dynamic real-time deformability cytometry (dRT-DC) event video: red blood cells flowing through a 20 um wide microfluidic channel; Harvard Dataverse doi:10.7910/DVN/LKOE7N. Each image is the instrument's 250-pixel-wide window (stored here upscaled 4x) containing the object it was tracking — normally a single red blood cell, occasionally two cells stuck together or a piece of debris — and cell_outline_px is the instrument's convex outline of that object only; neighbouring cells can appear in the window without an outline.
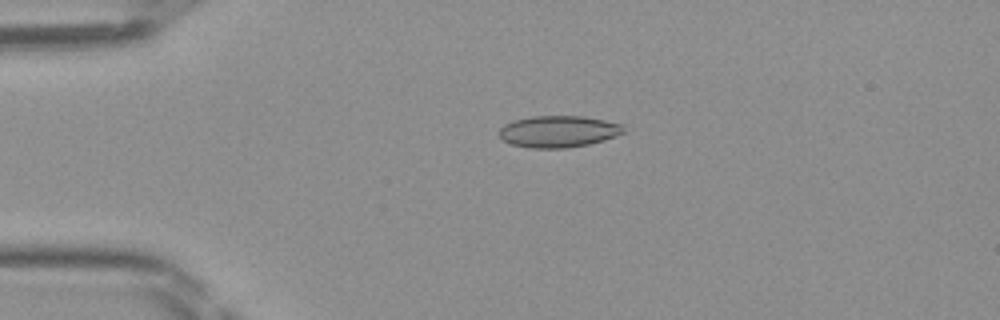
{"species": "Egyptian fruit bat (a non-hibernating species)", "species_latin": "Rousettus aegyptiacus", "temperature_condition": "room temperature", "stored_images_in_passage": 48, "camera_frame_rate_fps": 3000, "um_per_image_px": 0.085, "frame": {"image": 1, "passage_image": 11, "time_ms": 3.333, "image_size_px": [1000, 320], "cell_outline_px": [[624, 132], [616, 136], [604, 140], [588, 144], [568, 148], [532, 148], [512, 144], [504, 140], [496, 132], [504, 124], [512, 120], [532, 116], [584, 116], [624, 124]], "centroid_in_image_um": [47.46, 11.17], "position_along_channel_um": 37.5, "area_um2": 23.12}}
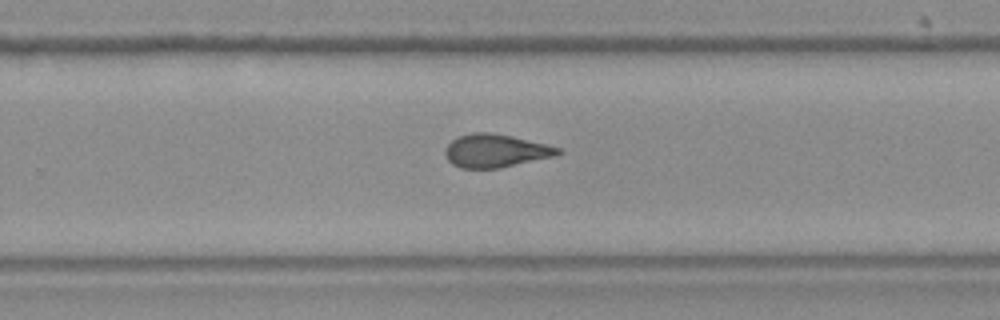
{"frame": {"image": 2, "passage_image": 31, "time_ms": 10.0, "image_size_px": [1000, 320], "cell_outline_px": [[564, 152], [556, 156], [500, 168], [460, 168], [452, 164], [448, 160], [444, 152], [448, 144], [452, 140], [460, 136], [472, 132], [492, 132], [512, 136], [560, 148]], "centroid_in_image_um": [42.13, 12.82], "position_along_channel_um": 287.7, "area_um2": 21.79}}
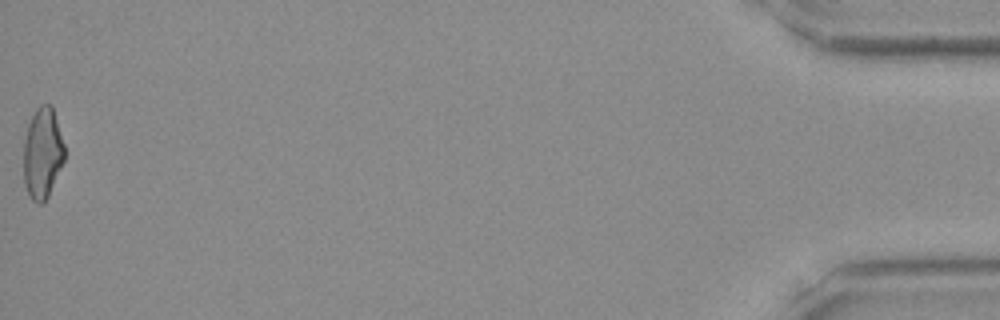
{"frame": {"image": 3, "passage_image": 48, "time_ms": 15.667, "image_size_px": [1000, 320], "cell_outline_px": [[64, 160], [48, 196], [40, 204], [36, 204], [32, 200], [24, 184], [24, 140], [28, 124], [36, 108], [40, 104], [52, 104], [64, 144]], "centroid_in_image_um": [3.61, 13.0], "position_along_channel_um": 431.6, "area_um2": 21.62}}